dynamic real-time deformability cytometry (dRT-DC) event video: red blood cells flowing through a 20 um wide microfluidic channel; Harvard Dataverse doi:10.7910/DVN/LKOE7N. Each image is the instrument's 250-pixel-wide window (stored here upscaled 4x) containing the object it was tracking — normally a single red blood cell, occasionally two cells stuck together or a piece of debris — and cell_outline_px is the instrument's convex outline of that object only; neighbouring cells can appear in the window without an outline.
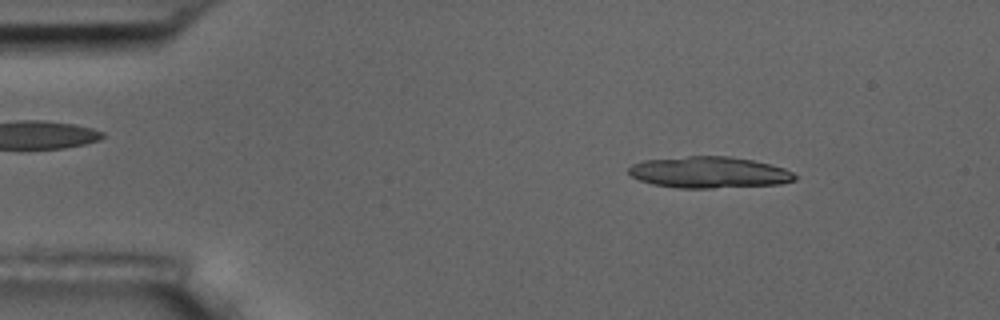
{"species": "common noctule bat (a hibernating species)", "species_latin": "Nyctalus noctula", "temperature_condition": "room temperature", "stored_images_in_passage": 5, "camera_frame_rate_fps": 3000, "um_per_image_px": 0.085, "animal": {"sex": "male", "body_mass_g": 17.5, "forearm_length_mm": 52.3}, "frame": {"image": 1, "passage_image": 2, "time_ms": 1.333, "image_size_px": [1000, 320], "cell_outline_px": [[796, 180], [780, 184], [712, 188], [680, 188], [652, 184], [640, 180], [632, 176], [628, 172], [628, 168], [632, 164], [644, 160], [688, 156], [728, 156], [752, 160], [784, 168], [792, 172], [796, 176]], "centroid_in_image_um": [60.26, 14.65], "position_along_channel_um": 24.7, "area_um2": 30.29}}
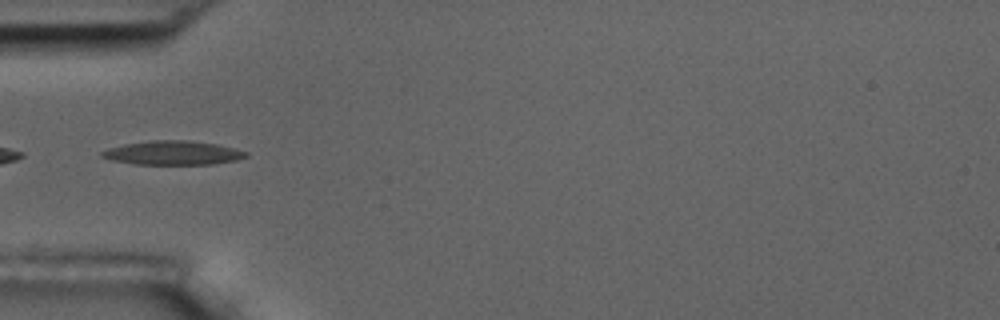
{"frame": {"image": 2, "passage_image": 5, "time_ms": 4.667, "image_size_px": [1000, 320], "cell_outline_px": [[248, 156], [236, 160], [212, 164], [136, 164], [112, 160], [100, 156], [100, 152], [108, 148], [124, 144], [152, 140], [188, 140], [216, 144], [248, 152]], "centroid_in_image_um": [14.67, 12.99], "position_along_channel_um": 70.3, "area_um2": 20.0}}